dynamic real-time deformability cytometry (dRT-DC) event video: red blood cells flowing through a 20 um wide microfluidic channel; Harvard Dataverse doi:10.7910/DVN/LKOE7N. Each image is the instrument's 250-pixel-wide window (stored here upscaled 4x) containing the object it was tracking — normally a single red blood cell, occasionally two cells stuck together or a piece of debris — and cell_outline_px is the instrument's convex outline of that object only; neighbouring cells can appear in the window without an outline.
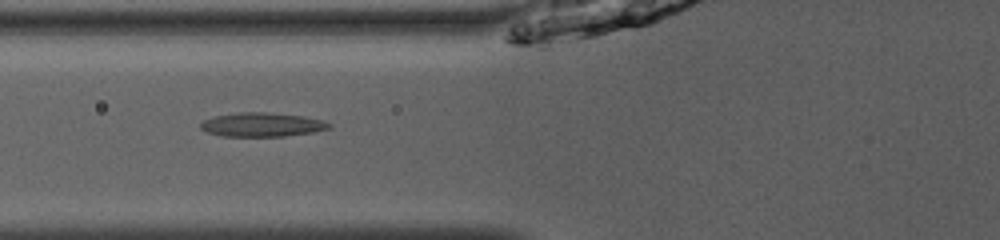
{"species": "common noctule bat (a hibernating species)", "species_latin": "Nyctalus noctula", "temperature_condition": "room temperature", "stored_images_in_passage": 33, "camera_frame_rate_fps": 3000, "um_per_image_px": 0.085, "animal": {"sex": "male", "body_mass_g": 13.0, "forearm_length_mm": 53.1}, "frame": {"image": 1, "passage_image": 3, "time_ms": 0.667, "image_size_px": [1000, 240], "cell_outline_px": [[332, 124], [328, 128], [312, 132], [284, 136], [224, 136], [208, 132], [200, 128], [200, 124], [204, 120], [216, 116], [240, 112], [268, 112], [304, 116], [324, 120]], "centroid_in_image_um": [22.29, 10.59], "position_along_channel_um": 103.5, "area_um2": 17.8}}
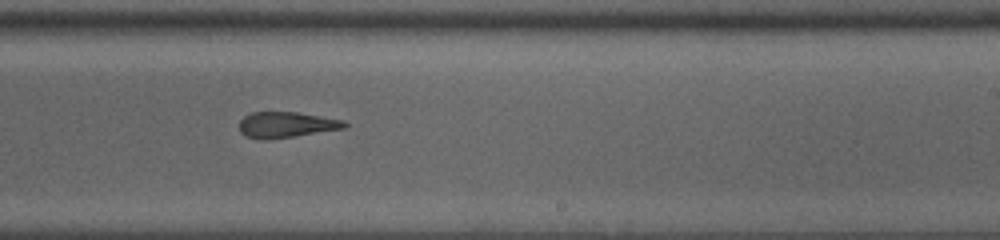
{"frame": {"image": 2, "passage_image": 15, "time_ms": 4.667, "image_size_px": [1000, 240], "cell_outline_px": [[348, 124], [344, 128], [268, 140], [264, 140], [248, 136], [240, 132], [240, 120], [244, 116], [252, 112], [296, 112], [344, 120]], "centroid_in_image_um": [24.32, 10.6], "position_along_channel_um": 264.7, "area_um2": 15.61}}
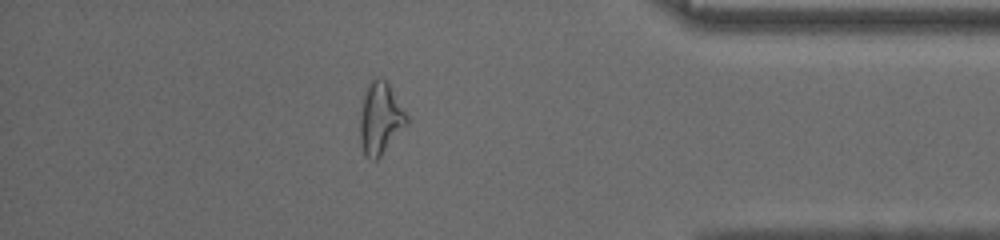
{"frame": {"image": 3, "passage_image": 27, "time_ms": 8.667, "image_size_px": [1000, 240], "cell_outline_px": [[408, 124], [380, 156], [376, 160], [368, 160], [364, 156], [360, 144], [360, 120], [364, 96], [368, 84], [376, 76], [388, 80], [408, 116]], "centroid_in_image_um": [32.34, 10.07], "position_along_channel_um": 402.9, "area_um2": 19.77}, "authors_computed_cell_mechanics": {"area_um2": 17.051, "velocity_mm_per_s": 4.0217, "shape_relaxation_time_tau1_ms": null, "shape_relaxation_time_tau2_ms": 2.7469, "deformation_change_tau1": null, "deformation_change_tau2": 0.1445}}